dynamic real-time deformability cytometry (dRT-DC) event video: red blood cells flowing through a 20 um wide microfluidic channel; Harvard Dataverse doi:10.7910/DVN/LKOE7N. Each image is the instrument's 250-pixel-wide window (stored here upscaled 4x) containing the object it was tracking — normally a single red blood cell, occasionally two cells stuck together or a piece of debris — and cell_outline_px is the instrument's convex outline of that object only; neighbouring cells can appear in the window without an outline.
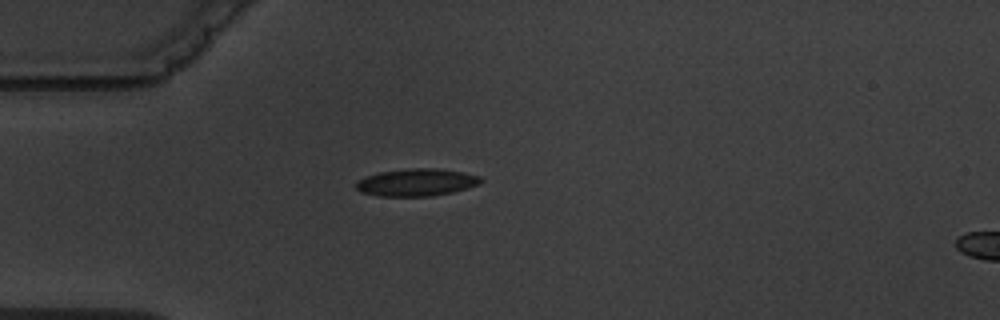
{"species": "common noctule bat (a hibernating species)", "species_latin": "Nyctalus noctula", "temperature_condition": "warm", "stored_images_in_passage": 2, "segment_of_instrument_passage": [1, 2], "camera_frame_rate_fps": 3000, "um_per_image_px": 0.085, "animal": {"sex": "male", "body_mass_g": 19.5, "forearm_length_mm": 54.6}, "frame": {"image": 1, "passage_image": 1, "time_ms": 0.0, "image_size_px": [1000, 320], "cell_outline_px": [[484, 180], [480, 184], [452, 192], [432, 196], [376, 196], [360, 192], [356, 188], [356, 184], [364, 176], [380, 172], [408, 168], [440, 168], [464, 172], [480, 176]], "centroid_in_image_um": [35.42, 15.49], "position_along_channel_um": 49.6, "area_um2": 20.06}}